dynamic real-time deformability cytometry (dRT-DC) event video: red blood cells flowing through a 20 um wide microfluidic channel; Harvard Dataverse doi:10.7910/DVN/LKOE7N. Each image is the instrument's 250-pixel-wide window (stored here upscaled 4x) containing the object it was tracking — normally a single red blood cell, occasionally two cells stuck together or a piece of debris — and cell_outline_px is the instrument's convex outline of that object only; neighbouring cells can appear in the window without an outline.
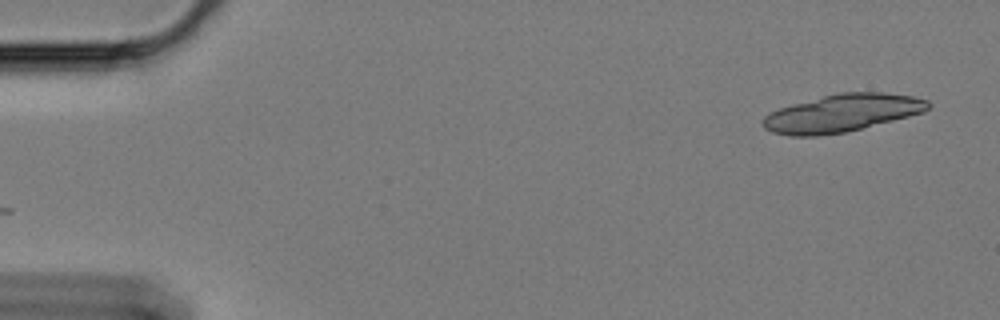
{"species": "Egyptian fruit bat (a non-hibernating species)", "species_latin": "Rousettus aegyptiacus", "temperature_condition": "cold", "stored_images_in_passage": 7, "camera_frame_rate_fps": 3000, "um_per_image_px": 0.085, "animal": {"sex": "female"}, "frame": {"image": 1, "passage_image": 1, "time_ms": 0.0, "image_size_px": [1000, 320], "cell_outline_px": [[932, 104], [924, 112], [844, 132], [816, 136], [792, 136], [772, 132], [764, 128], [764, 116], [780, 108], [792, 104], [840, 92], [880, 92], [912, 96], [928, 100]], "centroid_in_image_um": [71.58, 9.61], "position_along_channel_um": 13.4, "area_um2": 35.6}}